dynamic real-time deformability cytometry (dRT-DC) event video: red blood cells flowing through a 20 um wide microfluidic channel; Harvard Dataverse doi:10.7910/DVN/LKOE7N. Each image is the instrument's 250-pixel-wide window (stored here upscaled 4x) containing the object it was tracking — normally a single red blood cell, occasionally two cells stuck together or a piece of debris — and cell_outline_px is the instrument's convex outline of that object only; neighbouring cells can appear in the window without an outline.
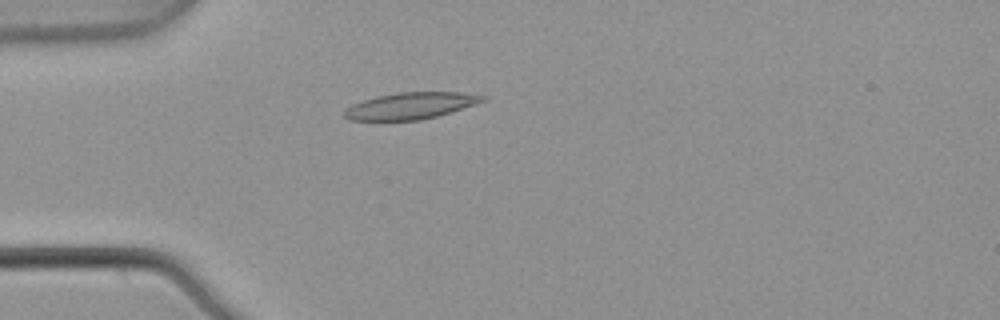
{"species": "common noctule bat (a hibernating species)", "species_latin": "Nyctalus noctula", "temperature_condition": "warm", "stored_images_in_passage": 5, "camera_frame_rate_fps": 3000, "um_per_image_px": 0.085, "animal": {"sex": "male", "body_mass_g": 21.5, "forearm_length_mm": 52.0}, "frame": {"image": 1, "passage_image": 5, "time_ms": 1.333, "image_size_px": [1000, 320], "cell_outline_px": [[488, 100], [436, 116], [420, 120], [348, 120], [344, 116], [344, 108], [352, 104], [376, 96], [400, 92], [460, 92], [488, 96]], "centroid_in_image_um": [34.9, 8.98], "position_along_channel_um": 50.1, "area_um2": 21.39}}